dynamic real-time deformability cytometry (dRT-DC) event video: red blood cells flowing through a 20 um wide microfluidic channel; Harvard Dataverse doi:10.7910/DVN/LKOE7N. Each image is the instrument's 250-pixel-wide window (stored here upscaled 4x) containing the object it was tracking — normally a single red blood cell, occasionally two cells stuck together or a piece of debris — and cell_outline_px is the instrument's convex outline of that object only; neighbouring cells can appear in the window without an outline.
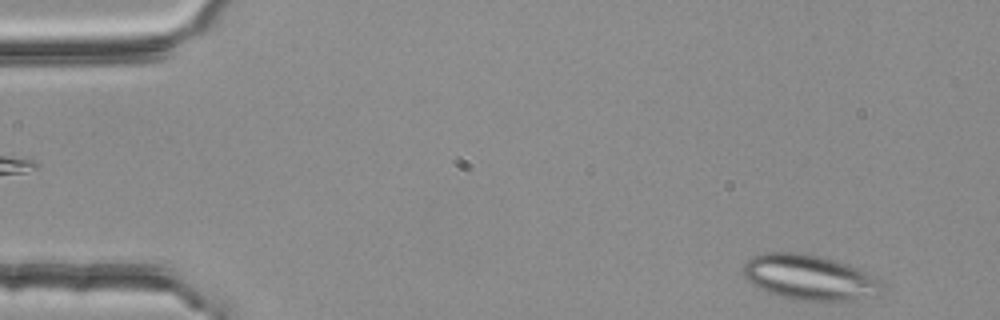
{"species": "common noctule bat (a hibernating species)", "species_latin": "Nyctalus noctula", "temperature_condition": "room temperature", "stored_images_in_passage": 5, "segment_of_instrument_passage": [2, 2], "camera_frame_rate_fps": 3000, "um_per_image_px": 0.085, "animal": {"sex": "female", "body_mass_g": 25.1}, "frame": {"image": 1, "passage_image": 5, "time_ms": 1.333, "image_size_px": [1000, 320], "cell_outline_px": [[884, 296], [852, 300], [796, 300], [768, 292], [752, 284], [744, 276], [744, 264], [748, 256], [764, 252], [804, 252], [836, 260], [848, 264], [876, 276], [884, 280]], "centroid_in_image_um": [68.89, 23.57], "position_along_channel_um": 16.1, "area_um2": 37.34}}